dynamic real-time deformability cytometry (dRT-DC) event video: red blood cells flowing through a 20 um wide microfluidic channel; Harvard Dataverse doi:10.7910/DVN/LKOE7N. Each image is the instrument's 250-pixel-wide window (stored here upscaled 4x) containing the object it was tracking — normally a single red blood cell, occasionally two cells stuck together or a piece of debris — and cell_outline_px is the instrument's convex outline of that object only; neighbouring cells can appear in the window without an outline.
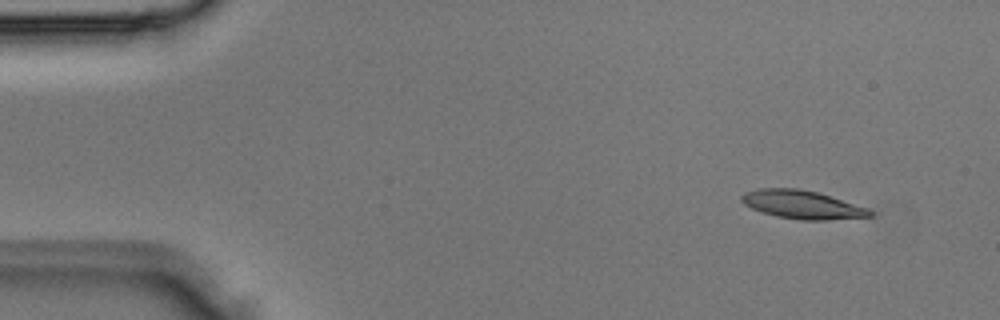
{"species": "Egyptian fruit bat (a non-hibernating species)", "species_latin": "Rousettus aegyptiacus", "temperature_condition": "room temperature", "stored_images_in_passage": 3, "segment_of_instrument_passage": [2, 2], "camera_frame_rate_fps": 3000, "um_per_image_px": 0.085, "animal": {"sex": "male"}, "frame": {"image": 1, "passage_image": 3, "time_ms": 0.667, "image_size_px": [1000, 320], "cell_outline_px": [[872, 216], [828, 220], [800, 220], [776, 216], [752, 208], [744, 204], [740, 200], [740, 196], [744, 192], [760, 188], [800, 188], [816, 192], [868, 208], [872, 212]], "centroid_in_image_um": [68.15, 17.39], "position_along_channel_um": 16.9, "area_um2": 21.04}}